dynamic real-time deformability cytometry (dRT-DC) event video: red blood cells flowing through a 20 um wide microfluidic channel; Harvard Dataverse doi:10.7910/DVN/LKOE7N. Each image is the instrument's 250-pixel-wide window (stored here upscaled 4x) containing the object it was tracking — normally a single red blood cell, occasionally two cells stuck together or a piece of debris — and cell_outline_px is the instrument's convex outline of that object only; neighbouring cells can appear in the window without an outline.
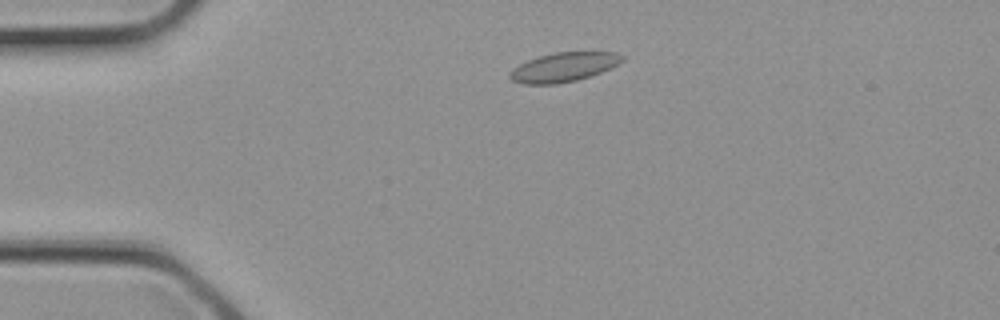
{"species": "common noctule bat (a hibernating species)", "species_latin": "Nyctalus noctula", "temperature_condition": "cold", "stored_images_in_passage": 1, "camera_frame_rate_fps": 3000, "um_per_image_px": 0.085, "animal": {"sex": "female", "body_mass_g": 21.9}, "frame": {"image": 1, "passage_image": 1, "time_ms": 0.0, "image_size_px": [1000, 320], "cell_outline_px": [[624, 60], [600, 72], [576, 80], [556, 84], [524, 84], [512, 80], [508, 76], [512, 68], [528, 60], [540, 56], [556, 52], [616, 52], [624, 56]], "centroid_in_image_um": [47.88, 5.7], "position_along_channel_um": 37.1, "area_um2": 18.84}}